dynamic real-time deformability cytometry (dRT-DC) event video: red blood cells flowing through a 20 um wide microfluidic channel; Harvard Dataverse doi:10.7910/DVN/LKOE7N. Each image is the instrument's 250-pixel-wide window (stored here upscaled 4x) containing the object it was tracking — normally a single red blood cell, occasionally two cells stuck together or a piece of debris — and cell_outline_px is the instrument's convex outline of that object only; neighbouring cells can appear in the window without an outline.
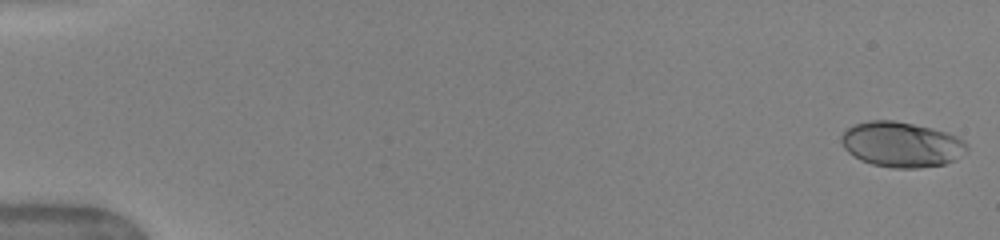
{"species": "human", "species_latin": "Homo sapiens", "temperature_condition": "warm", "stored_images_in_passage": 34, "camera_frame_rate_fps": 3000, "um_per_image_px": 0.085, "donor": {"sex": "female"}, "frame": {"image": 1, "passage_image": 1, "time_ms": 0.0, "image_size_px": [1000, 240], "cell_outline_px": [[968, 152], [956, 160], [944, 164], [920, 168], [892, 168], [872, 164], [860, 160], [848, 152], [844, 148], [840, 140], [840, 136], [844, 128], [868, 120], [892, 120], [932, 128], [956, 136], [964, 140], [968, 144]], "centroid_in_image_um": [76.62, 12.28], "position_along_channel_um": 8.4, "area_um2": 33.47}}
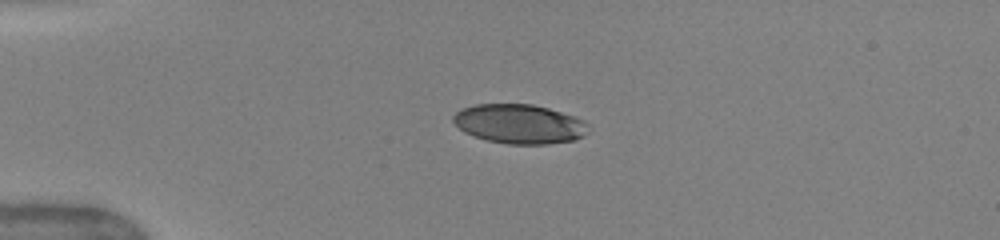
{"frame": {"image": 2, "passage_image": 29, "time_ms": 4.0, "image_size_px": [1000, 240], "cell_outline_px": [[592, 128], [584, 136], [576, 140], [548, 144], [508, 144], [488, 140], [464, 132], [452, 120], [452, 116], [456, 112], [464, 108], [476, 104], [532, 104], [548, 108], [584, 120]], "centroid_in_image_um": [44.2, 10.54], "position_along_channel_um": 40.8, "area_um2": 30.98}}